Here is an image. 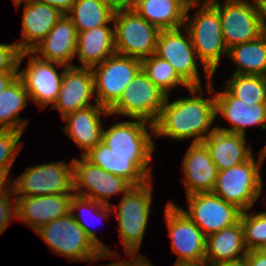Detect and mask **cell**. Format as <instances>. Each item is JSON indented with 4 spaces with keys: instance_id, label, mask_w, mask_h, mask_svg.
Masks as SVG:
<instances>
[{
    "instance_id": "obj_13",
    "label": "cell",
    "mask_w": 266,
    "mask_h": 266,
    "mask_svg": "<svg viewBox=\"0 0 266 266\" xmlns=\"http://www.w3.org/2000/svg\"><path fill=\"white\" fill-rule=\"evenodd\" d=\"M188 211L180 208L203 232L208 235L235 224L241 210L213 192H200L186 196Z\"/></svg>"
},
{
    "instance_id": "obj_46",
    "label": "cell",
    "mask_w": 266,
    "mask_h": 266,
    "mask_svg": "<svg viewBox=\"0 0 266 266\" xmlns=\"http://www.w3.org/2000/svg\"><path fill=\"white\" fill-rule=\"evenodd\" d=\"M213 266H247V262L246 257H244L238 260L220 262Z\"/></svg>"
},
{
    "instance_id": "obj_10",
    "label": "cell",
    "mask_w": 266,
    "mask_h": 266,
    "mask_svg": "<svg viewBox=\"0 0 266 266\" xmlns=\"http://www.w3.org/2000/svg\"><path fill=\"white\" fill-rule=\"evenodd\" d=\"M72 162L74 195L111 205L108 201L114 194L124 195L134 187L125 178L106 172L83 156L79 159L73 158Z\"/></svg>"
},
{
    "instance_id": "obj_32",
    "label": "cell",
    "mask_w": 266,
    "mask_h": 266,
    "mask_svg": "<svg viewBox=\"0 0 266 266\" xmlns=\"http://www.w3.org/2000/svg\"><path fill=\"white\" fill-rule=\"evenodd\" d=\"M79 209L81 210V216H77V215L75 216V212L76 211L78 212ZM113 209H115V208H113L112 205H104V204L97 202L95 200L87 199V198L80 197L77 195H73L71 200H70V213L74 217V220L87 233L88 237L92 240V242L104 252L102 259L110 258V256L117 258L118 252L110 250L108 246L104 245L102 243V241L98 239L96 232L92 231V229L88 225V223H89L87 221L88 219L86 218L87 219L86 220L85 217H83V216L85 214V210H87V213L88 212L90 213L93 210L94 214H96L95 216H97L99 218L100 217L106 218V216L110 215V213ZM93 212H91V213L93 214Z\"/></svg>"
},
{
    "instance_id": "obj_38",
    "label": "cell",
    "mask_w": 266,
    "mask_h": 266,
    "mask_svg": "<svg viewBox=\"0 0 266 266\" xmlns=\"http://www.w3.org/2000/svg\"><path fill=\"white\" fill-rule=\"evenodd\" d=\"M11 194L15 195L14 191L0 196V235L9 226L13 218L17 219V200L14 197L15 204H13Z\"/></svg>"
},
{
    "instance_id": "obj_6",
    "label": "cell",
    "mask_w": 266,
    "mask_h": 266,
    "mask_svg": "<svg viewBox=\"0 0 266 266\" xmlns=\"http://www.w3.org/2000/svg\"><path fill=\"white\" fill-rule=\"evenodd\" d=\"M113 23L115 53L138 59L155 54L161 30L134 9L115 10Z\"/></svg>"
},
{
    "instance_id": "obj_7",
    "label": "cell",
    "mask_w": 266,
    "mask_h": 266,
    "mask_svg": "<svg viewBox=\"0 0 266 266\" xmlns=\"http://www.w3.org/2000/svg\"><path fill=\"white\" fill-rule=\"evenodd\" d=\"M167 96L141 70L127 85L122 96L109 109V112L110 115H123L154 125Z\"/></svg>"
},
{
    "instance_id": "obj_16",
    "label": "cell",
    "mask_w": 266,
    "mask_h": 266,
    "mask_svg": "<svg viewBox=\"0 0 266 266\" xmlns=\"http://www.w3.org/2000/svg\"><path fill=\"white\" fill-rule=\"evenodd\" d=\"M83 157L91 164L101 167L106 172L128 180L133 186H140L150 181L151 169H148L152 155H120L102 141L90 149Z\"/></svg>"
},
{
    "instance_id": "obj_31",
    "label": "cell",
    "mask_w": 266,
    "mask_h": 266,
    "mask_svg": "<svg viewBox=\"0 0 266 266\" xmlns=\"http://www.w3.org/2000/svg\"><path fill=\"white\" fill-rule=\"evenodd\" d=\"M115 10L105 0H76L66 14L77 29L85 32L113 22Z\"/></svg>"
},
{
    "instance_id": "obj_30",
    "label": "cell",
    "mask_w": 266,
    "mask_h": 266,
    "mask_svg": "<svg viewBox=\"0 0 266 266\" xmlns=\"http://www.w3.org/2000/svg\"><path fill=\"white\" fill-rule=\"evenodd\" d=\"M228 57L238 67L235 74L261 75L266 77V35L257 39L236 44L228 49Z\"/></svg>"
},
{
    "instance_id": "obj_15",
    "label": "cell",
    "mask_w": 266,
    "mask_h": 266,
    "mask_svg": "<svg viewBox=\"0 0 266 266\" xmlns=\"http://www.w3.org/2000/svg\"><path fill=\"white\" fill-rule=\"evenodd\" d=\"M182 29H184L185 35L182 34ZM155 54L168 61L190 87L201 86L195 49L188 31L184 27L161 30Z\"/></svg>"
},
{
    "instance_id": "obj_39",
    "label": "cell",
    "mask_w": 266,
    "mask_h": 266,
    "mask_svg": "<svg viewBox=\"0 0 266 266\" xmlns=\"http://www.w3.org/2000/svg\"><path fill=\"white\" fill-rule=\"evenodd\" d=\"M126 256L130 257V261H126L122 259L119 262H114V263L112 262L105 266H153V264L150 263V260H148L146 256H143V255L141 256L139 254H136V255L130 254Z\"/></svg>"
},
{
    "instance_id": "obj_1",
    "label": "cell",
    "mask_w": 266,
    "mask_h": 266,
    "mask_svg": "<svg viewBox=\"0 0 266 266\" xmlns=\"http://www.w3.org/2000/svg\"><path fill=\"white\" fill-rule=\"evenodd\" d=\"M193 97H183L169 102L166 98L164 107L154 124V136H166L173 140L194 138L192 143L202 142L216 127L209 130L217 117L215 96L203 97L201 86L188 89ZM209 131V132H207Z\"/></svg>"
},
{
    "instance_id": "obj_28",
    "label": "cell",
    "mask_w": 266,
    "mask_h": 266,
    "mask_svg": "<svg viewBox=\"0 0 266 266\" xmlns=\"http://www.w3.org/2000/svg\"><path fill=\"white\" fill-rule=\"evenodd\" d=\"M187 0H137L134 10L160 30L184 26Z\"/></svg>"
},
{
    "instance_id": "obj_45",
    "label": "cell",
    "mask_w": 266,
    "mask_h": 266,
    "mask_svg": "<svg viewBox=\"0 0 266 266\" xmlns=\"http://www.w3.org/2000/svg\"><path fill=\"white\" fill-rule=\"evenodd\" d=\"M18 77V72L0 73V92Z\"/></svg>"
},
{
    "instance_id": "obj_41",
    "label": "cell",
    "mask_w": 266,
    "mask_h": 266,
    "mask_svg": "<svg viewBox=\"0 0 266 266\" xmlns=\"http://www.w3.org/2000/svg\"><path fill=\"white\" fill-rule=\"evenodd\" d=\"M38 2L53 6L59 10L62 14H67L76 0H36Z\"/></svg>"
},
{
    "instance_id": "obj_48",
    "label": "cell",
    "mask_w": 266,
    "mask_h": 266,
    "mask_svg": "<svg viewBox=\"0 0 266 266\" xmlns=\"http://www.w3.org/2000/svg\"><path fill=\"white\" fill-rule=\"evenodd\" d=\"M14 1V5L17 8V10L20 7V4H22V2H27V1H31V0H13Z\"/></svg>"
},
{
    "instance_id": "obj_18",
    "label": "cell",
    "mask_w": 266,
    "mask_h": 266,
    "mask_svg": "<svg viewBox=\"0 0 266 266\" xmlns=\"http://www.w3.org/2000/svg\"><path fill=\"white\" fill-rule=\"evenodd\" d=\"M94 93L91 68L67 66L64 68L57 100L51 108L57 109L63 118L69 113L91 106L90 100Z\"/></svg>"
},
{
    "instance_id": "obj_25",
    "label": "cell",
    "mask_w": 266,
    "mask_h": 266,
    "mask_svg": "<svg viewBox=\"0 0 266 266\" xmlns=\"http://www.w3.org/2000/svg\"><path fill=\"white\" fill-rule=\"evenodd\" d=\"M218 171L248 161L253 152L246 146V136L215 129L203 141Z\"/></svg>"
},
{
    "instance_id": "obj_29",
    "label": "cell",
    "mask_w": 266,
    "mask_h": 266,
    "mask_svg": "<svg viewBox=\"0 0 266 266\" xmlns=\"http://www.w3.org/2000/svg\"><path fill=\"white\" fill-rule=\"evenodd\" d=\"M28 99L29 94L19 77L0 92V130L24 132L28 121L22 120L19 113L27 106Z\"/></svg>"
},
{
    "instance_id": "obj_14",
    "label": "cell",
    "mask_w": 266,
    "mask_h": 266,
    "mask_svg": "<svg viewBox=\"0 0 266 266\" xmlns=\"http://www.w3.org/2000/svg\"><path fill=\"white\" fill-rule=\"evenodd\" d=\"M165 219L172 251L178 255L176 262L203 261L206 236L201 229L172 202L166 204Z\"/></svg>"
},
{
    "instance_id": "obj_23",
    "label": "cell",
    "mask_w": 266,
    "mask_h": 266,
    "mask_svg": "<svg viewBox=\"0 0 266 266\" xmlns=\"http://www.w3.org/2000/svg\"><path fill=\"white\" fill-rule=\"evenodd\" d=\"M182 167L185 175L182 183L186 196L213 191L218 170L203 142L191 143L182 161Z\"/></svg>"
},
{
    "instance_id": "obj_35",
    "label": "cell",
    "mask_w": 266,
    "mask_h": 266,
    "mask_svg": "<svg viewBox=\"0 0 266 266\" xmlns=\"http://www.w3.org/2000/svg\"><path fill=\"white\" fill-rule=\"evenodd\" d=\"M242 211L240 221L244 230V242L248 251L263 250L266 247V211L249 213Z\"/></svg>"
},
{
    "instance_id": "obj_49",
    "label": "cell",
    "mask_w": 266,
    "mask_h": 266,
    "mask_svg": "<svg viewBox=\"0 0 266 266\" xmlns=\"http://www.w3.org/2000/svg\"><path fill=\"white\" fill-rule=\"evenodd\" d=\"M187 1H188L189 3H190V2H201V3H202L203 0H201V1H200V0H187ZM210 1H212V0H204V2H210Z\"/></svg>"
},
{
    "instance_id": "obj_9",
    "label": "cell",
    "mask_w": 266,
    "mask_h": 266,
    "mask_svg": "<svg viewBox=\"0 0 266 266\" xmlns=\"http://www.w3.org/2000/svg\"><path fill=\"white\" fill-rule=\"evenodd\" d=\"M49 162L28 167L13 182L15 197L73 192V162Z\"/></svg>"
},
{
    "instance_id": "obj_40",
    "label": "cell",
    "mask_w": 266,
    "mask_h": 266,
    "mask_svg": "<svg viewBox=\"0 0 266 266\" xmlns=\"http://www.w3.org/2000/svg\"><path fill=\"white\" fill-rule=\"evenodd\" d=\"M247 266H266V251L251 250L246 255Z\"/></svg>"
},
{
    "instance_id": "obj_33",
    "label": "cell",
    "mask_w": 266,
    "mask_h": 266,
    "mask_svg": "<svg viewBox=\"0 0 266 266\" xmlns=\"http://www.w3.org/2000/svg\"><path fill=\"white\" fill-rule=\"evenodd\" d=\"M141 70L153 84L158 86L167 95H170V90L178 85L185 86L187 89L190 88L174 70L173 66L156 54L141 59Z\"/></svg>"
},
{
    "instance_id": "obj_17",
    "label": "cell",
    "mask_w": 266,
    "mask_h": 266,
    "mask_svg": "<svg viewBox=\"0 0 266 266\" xmlns=\"http://www.w3.org/2000/svg\"><path fill=\"white\" fill-rule=\"evenodd\" d=\"M112 124L103 129L102 142L114 154L120 155H152L155 144L154 125L139 119ZM149 128V130H148ZM151 133V134H150Z\"/></svg>"
},
{
    "instance_id": "obj_12",
    "label": "cell",
    "mask_w": 266,
    "mask_h": 266,
    "mask_svg": "<svg viewBox=\"0 0 266 266\" xmlns=\"http://www.w3.org/2000/svg\"><path fill=\"white\" fill-rule=\"evenodd\" d=\"M33 55L31 51H21L18 69H20L21 63L26 56L30 58L27 67L21 71L18 70V77L23 82L30 100L35 102L39 108L44 109L48 104L53 106L56 102L64 68L67 66L57 62L44 61ZM54 64L58 67L63 66L60 74L55 69Z\"/></svg>"
},
{
    "instance_id": "obj_34",
    "label": "cell",
    "mask_w": 266,
    "mask_h": 266,
    "mask_svg": "<svg viewBox=\"0 0 266 266\" xmlns=\"http://www.w3.org/2000/svg\"><path fill=\"white\" fill-rule=\"evenodd\" d=\"M224 87L243 102L266 103L265 76L233 73Z\"/></svg>"
},
{
    "instance_id": "obj_37",
    "label": "cell",
    "mask_w": 266,
    "mask_h": 266,
    "mask_svg": "<svg viewBox=\"0 0 266 266\" xmlns=\"http://www.w3.org/2000/svg\"><path fill=\"white\" fill-rule=\"evenodd\" d=\"M20 54L17 43H0V73L18 72Z\"/></svg>"
},
{
    "instance_id": "obj_21",
    "label": "cell",
    "mask_w": 266,
    "mask_h": 266,
    "mask_svg": "<svg viewBox=\"0 0 266 266\" xmlns=\"http://www.w3.org/2000/svg\"><path fill=\"white\" fill-rule=\"evenodd\" d=\"M109 116V109L96 103L95 105L69 113L62 119L67 123L62 129L85 155L102 141V116Z\"/></svg>"
},
{
    "instance_id": "obj_4",
    "label": "cell",
    "mask_w": 266,
    "mask_h": 266,
    "mask_svg": "<svg viewBox=\"0 0 266 266\" xmlns=\"http://www.w3.org/2000/svg\"><path fill=\"white\" fill-rule=\"evenodd\" d=\"M53 254L70 261L93 262L102 259L104 252L88 237L69 212L35 231Z\"/></svg>"
},
{
    "instance_id": "obj_44",
    "label": "cell",
    "mask_w": 266,
    "mask_h": 266,
    "mask_svg": "<svg viewBox=\"0 0 266 266\" xmlns=\"http://www.w3.org/2000/svg\"><path fill=\"white\" fill-rule=\"evenodd\" d=\"M260 14V27L262 34L266 35V0H256Z\"/></svg>"
},
{
    "instance_id": "obj_19",
    "label": "cell",
    "mask_w": 266,
    "mask_h": 266,
    "mask_svg": "<svg viewBox=\"0 0 266 266\" xmlns=\"http://www.w3.org/2000/svg\"><path fill=\"white\" fill-rule=\"evenodd\" d=\"M215 96L216 115H222L233 127H219L216 129L245 136L248 126L260 125L266 130V103H248L234 97L225 87L223 92Z\"/></svg>"
},
{
    "instance_id": "obj_43",
    "label": "cell",
    "mask_w": 266,
    "mask_h": 266,
    "mask_svg": "<svg viewBox=\"0 0 266 266\" xmlns=\"http://www.w3.org/2000/svg\"><path fill=\"white\" fill-rule=\"evenodd\" d=\"M114 10L133 9L137 0H105Z\"/></svg>"
},
{
    "instance_id": "obj_8",
    "label": "cell",
    "mask_w": 266,
    "mask_h": 266,
    "mask_svg": "<svg viewBox=\"0 0 266 266\" xmlns=\"http://www.w3.org/2000/svg\"><path fill=\"white\" fill-rule=\"evenodd\" d=\"M91 70L96 93L95 103L110 109L141 71V59L114 53Z\"/></svg>"
},
{
    "instance_id": "obj_20",
    "label": "cell",
    "mask_w": 266,
    "mask_h": 266,
    "mask_svg": "<svg viewBox=\"0 0 266 266\" xmlns=\"http://www.w3.org/2000/svg\"><path fill=\"white\" fill-rule=\"evenodd\" d=\"M74 193L16 197L17 218L33 231L63 217L70 212V200Z\"/></svg>"
},
{
    "instance_id": "obj_26",
    "label": "cell",
    "mask_w": 266,
    "mask_h": 266,
    "mask_svg": "<svg viewBox=\"0 0 266 266\" xmlns=\"http://www.w3.org/2000/svg\"><path fill=\"white\" fill-rule=\"evenodd\" d=\"M247 252L244 230L239 219L235 224L206 237L204 260L208 265L213 266L220 262L244 258Z\"/></svg>"
},
{
    "instance_id": "obj_47",
    "label": "cell",
    "mask_w": 266,
    "mask_h": 266,
    "mask_svg": "<svg viewBox=\"0 0 266 266\" xmlns=\"http://www.w3.org/2000/svg\"><path fill=\"white\" fill-rule=\"evenodd\" d=\"M174 266H210L208 263L203 261H196V262H175Z\"/></svg>"
},
{
    "instance_id": "obj_22",
    "label": "cell",
    "mask_w": 266,
    "mask_h": 266,
    "mask_svg": "<svg viewBox=\"0 0 266 266\" xmlns=\"http://www.w3.org/2000/svg\"><path fill=\"white\" fill-rule=\"evenodd\" d=\"M78 32L72 20L63 14L47 36L31 52L44 61L75 66L72 61L77 49ZM71 62V63H70Z\"/></svg>"
},
{
    "instance_id": "obj_2",
    "label": "cell",
    "mask_w": 266,
    "mask_h": 266,
    "mask_svg": "<svg viewBox=\"0 0 266 266\" xmlns=\"http://www.w3.org/2000/svg\"><path fill=\"white\" fill-rule=\"evenodd\" d=\"M190 2L185 12L184 28L188 31L197 58H199L206 77L208 78V92L215 94L212 77L221 62V56H227L228 48L225 45L221 20L218 10L210 3ZM199 7L198 11L190 18V8Z\"/></svg>"
},
{
    "instance_id": "obj_3",
    "label": "cell",
    "mask_w": 266,
    "mask_h": 266,
    "mask_svg": "<svg viewBox=\"0 0 266 266\" xmlns=\"http://www.w3.org/2000/svg\"><path fill=\"white\" fill-rule=\"evenodd\" d=\"M259 153L258 160L253 155L244 163L218 171L212 192L241 211L253 207L263 188L260 167L266 157V148Z\"/></svg>"
},
{
    "instance_id": "obj_36",
    "label": "cell",
    "mask_w": 266,
    "mask_h": 266,
    "mask_svg": "<svg viewBox=\"0 0 266 266\" xmlns=\"http://www.w3.org/2000/svg\"><path fill=\"white\" fill-rule=\"evenodd\" d=\"M23 132L0 130V171L10 170L22 148L20 139Z\"/></svg>"
},
{
    "instance_id": "obj_11",
    "label": "cell",
    "mask_w": 266,
    "mask_h": 266,
    "mask_svg": "<svg viewBox=\"0 0 266 266\" xmlns=\"http://www.w3.org/2000/svg\"><path fill=\"white\" fill-rule=\"evenodd\" d=\"M210 3L218 10L226 47L246 43L262 35L260 14L256 0H225L224 6L217 0Z\"/></svg>"
},
{
    "instance_id": "obj_5",
    "label": "cell",
    "mask_w": 266,
    "mask_h": 266,
    "mask_svg": "<svg viewBox=\"0 0 266 266\" xmlns=\"http://www.w3.org/2000/svg\"><path fill=\"white\" fill-rule=\"evenodd\" d=\"M152 182L132 187L116 207L118 229L127 255L138 254L149 221Z\"/></svg>"
},
{
    "instance_id": "obj_27",
    "label": "cell",
    "mask_w": 266,
    "mask_h": 266,
    "mask_svg": "<svg viewBox=\"0 0 266 266\" xmlns=\"http://www.w3.org/2000/svg\"><path fill=\"white\" fill-rule=\"evenodd\" d=\"M115 53L114 27L101 26L79 32L75 56L84 68H93Z\"/></svg>"
},
{
    "instance_id": "obj_42",
    "label": "cell",
    "mask_w": 266,
    "mask_h": 266,
    "mask_svg": "<svg viewBox=\"0 0 266 266\" xmlns=\"http://www.w3.org/2000/svg\"><path fill=\"white\" fill-rule=\"evenodd\" d=\"M10 170L0 171V196L5 195L13 191V184L11 180L7 179ZM11 185V186H9Z\"/></svg>"
},
{
    "instance_id": "obj_24",
    "label": "cell",
    "mask_w": 266,
    "mask_h": 266,
    "mask_svg": "<svg viewBox=\"0 0 266 266\" xmlns=\"http://www.w3.org/2000/svg\"><path fill=\"white\" fill-rule=\"evenodd\" d=\"M23 7L22 37L17 45L21 51H31L47 36L63 14L53 6L36 0L24 2Z\"/></svg>"
}]
</instances>
